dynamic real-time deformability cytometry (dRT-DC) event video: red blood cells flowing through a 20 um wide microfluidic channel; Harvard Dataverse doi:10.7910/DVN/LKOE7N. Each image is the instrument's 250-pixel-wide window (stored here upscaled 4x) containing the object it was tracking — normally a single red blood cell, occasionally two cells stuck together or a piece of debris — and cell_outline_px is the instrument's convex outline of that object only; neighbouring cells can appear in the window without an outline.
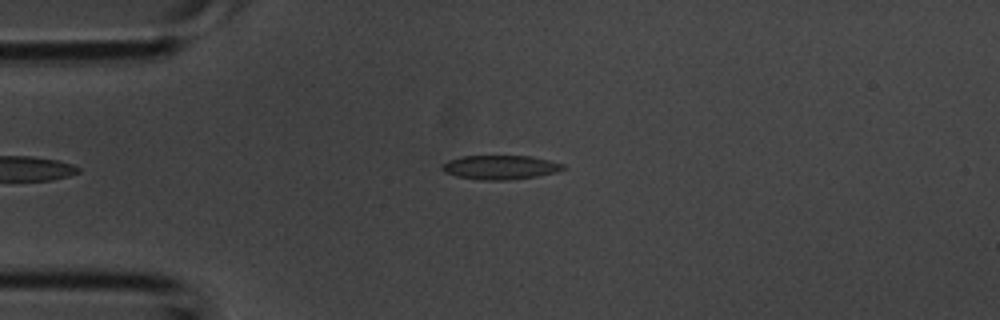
{"species": "common noctule bat (a hibernating species)", "species_latin": "Nyctalus noctula", "temperature_condition": "room temperature", "stored_images_in_passage": 2, "camera_frame_rate_fps": 3000, "um_per_image_px": 0.085, "animal": {"sex": "male", "body_mass_g": 20.1, "forearm_length_mm": 53.5}, "frame": {"image": 1, "passage_image": 1, "time_ms": 0.0, "image_size_px": [1000, 320], "cell_outline_px": [[564, 168], [556, 172], [536, 176], [508, 180], [484, 180], [456, 176], [444, 172], [440, 168], [440, 164], [448, 160], [460, 156], [532, 156], [564, 164]], "centroid_in_image_um": [42.46, 14.21], "position_along_channel_um": 42.5, "area_um2": 16.99}}
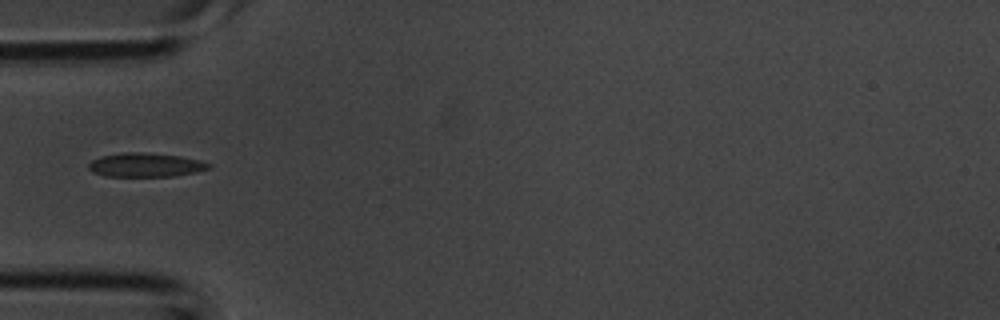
{"frame": {"image": 2, "passage_image": 2, "time_ms": 0.333, "image_size_px": [1000, 320], "cell_outline_px": [[212, 168], [196, 172], [172, 176], [104, 176], [92, 172], [88, 168], [88, 164], [92, 160], [100, 156], [124, 152], [148, 152], [180, 156], [200, 160], [212, 164]], "centroid_in_image_um": [12.38, 14.01], "position_along_channel_um": 72.6, "area_um2": 16.94}}